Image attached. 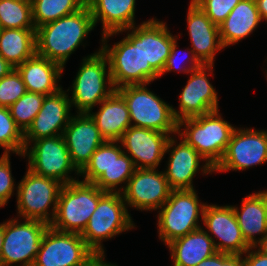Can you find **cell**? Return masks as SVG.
<instances>
[{
  "mask_svg": "<svg viewBox=\"0 0 267 266\" xmlns=\"http://www.w3.org/2000/svg\"><path fill=\"white\" fill-rule=\"evenodd\" d=\"M95 27L89 6L36 28V54L61 65Z\"/></svg>",
  "mask_w": 267,
  "mask_h": 266,
  "instance_id": "1",
  "label": "cell"
},
{
  "mask_svg": "<svg viewBox=\"0 0 267 266\" xmlns=\"http://www.w3.org/2000/svg\"><path fill=\"white\" fill-rule=\"evenodd\" d=\"M177 134L214 168L222 159L236 129L219 110L178 122ZM182 127L183 130L181 129Z\"/></svg>",
  "mask_w": 267,
  "mask_h": 266,
  "instance_id": "2",
  "label": "cell"
},
{
  "mask_svg": "<svg viewBox=\"0 0 267 266\" xmlns=\"http://www.w3.org/2000/svg\"><path fill=\"white\" fill-rule=\"evenodd\" d=\"M105 193L94 183L81 180L63 185L49 226L57 231L81 234Z\"/></svg>",
  "mask_w": 267,
  "mask_h": 266,
  "instance_id": "3",
  "label": "cell"
},
{
  "mask_svg": "<svg viewBox=\"0 0 267 266\" xmlns=\"http://www.w3.org/2000/svg\"><path fill=\"white\" fill-rule=\"evenodd\" d=\"M115 90L108 58L99 48L98 52L83 58L72 83L70 103L77 113H88Z\"/></svg>",
  "mask_w": 267,
  "mask_h": 266,
  "instance_id": "4",
  "label": "cell"
},
{
  "mask_svg": "<svg viewBox=\"0 0 267 266\" xmlns=\"http://www.w3.org/2000/svg\"><path fill=\"white\" fill-rule=\"evenodd\" d=\"M130 215L122 193L106 192L99 199L96 210L80 236L94 253H105L103 240L134 229L135 224Z\"/></svg>",
  "mask_w": 267,
  "mask_h": 266,
  "instance_id": "5",
  "label": "cell"
},
{
  "mask_svg": "<svg viewBox=\"0 0 267 266\" xmlns=\"http://www.w3.org/2000/svg\"><path fill=\"white\" fill-rule=\"evenodd\" d=\"M116 91L124 98L132 126L177 134L178 122L172 105L148 90L146 84L126 85Z\"/></svg>",
  "mask_w": 267,
  "mask_h": 266,
  "instance_id": "6",
  "label": "cell"
},
{
  "mask_svg": "<svg viewBox=\"0 0 267 266\" xmlns=\"http://www.w3.org/2000/svg\"><path fill=\"white\" fill-rule=\"evenodd\" d=\"M199 202L195 189L172 190L168 200L159 208L158 236L165 245L201 227L206 203ZM161 209V210H160Z\"/></svg>",
  "mask_w": 267,
  "mask_h": 266,
  "instance_id": "7",
  "label": "cell"
},
{
  "mask_svg": "<svg viewBox=\"0 0 267 266\" xmlns=\"http://www.w3.org/2000/svg\"><path fill=\"white\" fill-rule=\"evenodd\" d=\"M137 26V27H136ZM126 29L127 36L111 48L109 37H102L101 51L107 56L115 89L126 85L145 84L142 55V24ZM131 31V32H130Z\"/></svg>",
  "mask_w": 267,
  "mask_h": 266,
  "instance_id": "8",
  "label": "cell"
},
{
  "mask_svg": "<svg viewBox=\"0 0 267 266\" xmlns=\"http://www.w3.org/2000/svg\"><path fill=\"white\" fill-rule=\"evenodd\" d=\"M17 185V216L24 220H40L50 225L64 184L56 179L37 175L27 168ZM51 206L52 213L49 210Z\"/></svg>",
  "mask_w": 267,
  "mask_h": 266,
  "instance_id": "9",
  "label": "cell"
},
{
  "mask_svg": "<svg viewBox=\"0 0 267 266\" xmlns=\"http://www.w3.org/2000/svg\"><path fill=\"white\" fill-rule=\"evenodd\" d=\"M12 218L3 222L2 266H33L49 224L40 220Z\"/></svg>",
  "mask_w": 267,
  "mask_h": 266,
  "instance_id": "10",
  "label": "cell"
},
{
  "mask_svg": "<svg viewBox=\"0 0 267 266\" xmlns=\"http://www.w3.org/2000/svg\"><path fill=\"white\" fill-rule=\"evenodd\" d=\"M30 145L23 155L28 157V169L33 173L56 179L64 185L79 180L69 175L74 171L79 177V171L71 162L63 135L35 140Z\"/></svg>",
  "mask_w": 267,
  "mask_h": 266,
  "instance_id": "11",
  "label": "cell"
},
{
  "mask_svg": "<svg viewBox=\"0 0 267 266\" xmlns=\"http://www.w3.org/2000/svg\"><path fill=\"white\" fill-rule=\"evenodd\" d=\"M93 254L80 234L57 231L49 226L33 266H82Z\"/></svg>",
  "mask_w": 267,
  "mask_h": 266,
  "instance_id": "12",
  "label": "cell"
},
{
  "mask_svg": "<svg viewBox=\"0 0 267 266\" xmlns=\"http://www.w3.org/2000/svg\"><path fill=\"white\" fill-rule=\"evenodd\" d=\"M265 162H267V130L236 127L222 159L214 167V173L243 171Z\"/></svg>",
  "mask_w": 267,
  "mask_h": 266,
  "instance_id": "13",
  "label": "cell"
},
{
  "mask_svg": "<svg viewBox=\"0 0 267 266\" xmlns=\"http://www.w3.org/2000/svg\"><path fill=\"white\" fill-rule=\"evenodd\" d=\"M171 191L164 171L136 168L122 195L127 208L156 211L168 200Z\"/></svg>",
  "mask_w": 267,
  "mask_h": 266,
  "instance_id": "14",
  "label": "cell"
},
{
  "mask_svg": "<svg viewBox=\"0 0 267 266\" xmlns=\"http://www.w3.org/2000/svg\"><path fill=\"white\" fill-rule=\"evenodd\" d=\"M213 67L201 65L190 72V78L179 95V110L172 108L177 122L218 110V95L208 78Z\"/></svg>",
  "mask_w": 267,
  "mask_h": 266,
  "instance_id": "15",
  "label": "cell"
},
{
  "mask_svg": "<svg viewBox=\"0 0 267 266\" xmlns=\"http://www.w3.org/2000/svg\"><path fill=\"white\" fill-rule=\"evenodd\" d=\"M202 221L218 252L244 255L250 248L243 237L231 205L206 204ZM214 237L219 242H216Z\"/></svg>",
  "mask_w": 267,
  "mask_h": 266,
  "instance_id": "16",
  "label": "cell"
},
{
  "mask_svg": "<svg viewBox=\"0 0 267 266\" xmlns=\"http://www.w3.org/2000/svg\"><path fill=\"white\" fill-rule=\"evenodd\" d=\"M180 140L177 144L174 135L168 139L165 152H170V156L164 174L172 190L194 189V175L200 170L205 175L211 174L214 168L192 146L182 138ZM201 160L205 161L203 167Z\"/></svg>",
  "mask_w": 267,
  "mask_h": 266,
  "instance_id": "17",
  "label": "cell"
},
{
  "mask_svg": "<svg viewBox=\"0 0 267 266\" xmlns=\"http://www.w3.org/2000/svg\"><path fill=\"white\" fill-rule=\"evenodd\" d=\"M69 90L61 89L55 94L45 96L42 108L24 132L25 148L32 141L63 135L64 129L73 116L70 112L72 107L70 98L66 93Z\"/></svg>",
  "mask_w": 267,
  "mask_h": 266,
  "instance_id": "18",
  "label": "cell"
},
{
  "mask_svg": "<svg viewBox=\"0 0 267 266\" xmlns=\"http://www.w3.org/2000/svg\"><path fill=\"white\" fill-rule=\"evenodd\" d=\"M170 136L153 129L130 126L119 142L136 168L157 169L166 154Z\"/></svg>",
  "mask_w": 267,
  "mask_h": 266,
  "instance_id": "19",
  "label": "cell"
},
{
  "mask_svg": "<svg viewBox=\"0 0 267 266\" xmlns=\"http://www.w3.org/2000/svg\"><path fill=\"white\" fill-rule=\"evenodd\" d=\"M173 36L166 23L151 18L142 22V55L145 67V84L149 85L162 73L173 42Z\"/></svg>",
  "mask_w": 267,
  "mask_h": 266,
  "instance_id": "20",
  "label": "cell"
},
{
  "mask_svg": "<svg viewBox=\"0 0 267 266\" xmlns=\"http://www.w3.org/2000/svg\"><path fill=\"white\" fill-rule=\"evenodd\" d=\"M63 137L70 159L80 172L92 154L105 142L95 122L87 113L73 115L64 129Z\"/></svg>",
  "mask_w": 267,
  "mask_h": 266,
  "instance_id": "21",
  "label": "cell"
},
{
  "mask_svg": "<svg viewBox=\"0 0 267 266\" xmlns=\"http://www.w3.org/2000/svg\"><path fill=\"white\" fill-rule=\"evenodd\" d=\"M189 4L186 19L193 53L202 65H213L217 51L224 49L219 26L192 0Z\"/></svg>",
  "mask_w": 267,
  "mask_h": 266,
  "instance_id": "22",
  "label": "cell"
},
{
  "mask_svg": "<svg viewBox=\"0 0 267 266\" xmlns=\"http://www.w3.org/2000/svg\"><path fill=\"white\" fill-rule=\"evenodd\" d=\"M94 24L101 21L102 37L126 32L135 25L136 0H86Z\"/></svg>",
  "mask_w": 267,
  "mask_h": 266,
  "instance_id": "23",
  "label": "cell"
},
{
  "mask_svg": "<svg viewBox=\"0 0 267 266\" xmlns=\"http://www.w3.org/2000/svg\"><path fill=\"white\" fill-rule=\"evenodd\" d=\"M27 92L52 95L63 87L58 84L64 68L47 58L35 54L17 68Z\"/></svg>",
  "mask_w": 267,
  "mask_h": 266,
  "instance_id": "24",
  "label": "cell"
},
{
  "mask_svg": "<svg viewBox=\"0 0 267 266\" xmlns=\"http://www.w3.org/2000/svg\"><path fill=\"white\" fill-rule=\"evenodd\" d=\"M98 112L87 114L95 122L105 141H119L131 125L130 113L124 98L115 90L100 104Z\"/></svg>",
  "mask_w": 267,
  "mask_h": 266,
  "instance_id": "25",
  "label": "cell"
},
{
  "mask_svg": "<svg viewBox=\"0 0 267 266\" xmlns=\"http://www.w3.org/2000/svg\"><path fill=\"white\" fill-rule=\"evenodd\" d=\"M232 207L246 243L254 247L267 233V190L244 197L241 210Z\"/></svg>",
  "mask_w": 267,
  "mask_h": 266,
  "instance_id": "26",
  "label": "cell"
},
{
  "mask_svg": "<svg viewBox=\"0 0 267 266\" xmlns=\"http://www.w3.org/2000/svg\"><path fill=\"white\" fill-rule=\"evenodd\" d=\"M173 266H196L216 252L212 238L200 227L167 244Z\"/></svg>",
  "mask_w": 267,
  "mask_h": 266,
  "instance_id": "27",
  "label": "cell"
},
{
  "mask_svg": "<svg viewBox=\"0 0 267 266\" xmlns=\"http://www.w3.org/2000/svg\"><path fill=\"white\" fill-rule=\"evenodd\" d=\"M262 22L255 0H241L219 25L224 48L249 36Z\"/></svg>",
  "mask_w": 267,
  "mask_h": 266,
  "instance_id": "28",
  "label": "cell"
},
{
  "mask_svg": "<svg viewBox=\"0 0 267 266\" xmlns=\"http://www.w3.org/2000/svg\"><path fill=\"white\" fill-rule=\"evenodd\" d=\"M36 54V29H0V55L14 68Z\"/></svg>",
  "mask_w": 267,
  "mask_h": 266,
  "instance_id": "29",
  "label": "cell"
},
{
  "mask_svg": "<svg viewBox=\"0 0 267 266\" xmlns=\"http://www.w3.org/2000/svg\"><path fill=\"white\" fill-rule=\"evenodd\" d=\"M119 144V141H113V164L94 182L101 191L122 193L136 170L132 159L124 153ZM122 183L125 186L117 188Z\"/></svg>",
  "mask_w": 267,
  "mask_h": 266,
  "instance_id": "30",
  "label": "cell"
},
{
  "mask_svg": "<svg viewBox=\"0 0 267 266\" xmlns=\"http://www.w3.org/2000/svg\"><path fill=\"white\" fill-rule=\"evenodd\" d=\"M34 27L73 14L86 5V0H31Z\"/></svg>",
  "mask_w": 267,
  "mask_h": 266,
  "instance_id": "31",
  "label": "cell"
},
{
  "mask_svg": "<svg viewBox=\"0 0 267 266\" xmlns=\"http://www.w3.org/2000/svg\"><path fill=\"white\" fill-rule=\"evenodd\" d=\"M36 29L31 0H0V29Z\"/></svg>",
  "mask_w": 267,
  "mask_h": 266,
  "instance_id": "32",
  "label": "cell"
},
{
  "mask_svg": "<svg viewBox=\"0 0 267 266\" xmlns=\"http://www.w3.org/2000/svg\"><path fill=\"white\" fill-rule=\"evenodd\" d=\"M0 147L4 149L3 154L12 152L24 157V133L16 125L6 107H0Z\"/></svg>",
  "mask_w": 267,
  "mask_h": 266,
  "instance_id": "33",
  "label": "cell"
},
{
  "mask_svg": "<svg viewBox=\"0 0 267 266\" xmlns=\"http://www.w3.org/2000/svg\"><path fill=\"white\" fill-rule=\"evenodd\" d=\"M44 98L45 95L26 92L8 108L16 125L23 133L32 124L33 119L42 108Z\"/></svg>",
  "mask_w": 267,
  "mask_h": 266,
  "instance_id": "34",
  "label": "cell"
},
{
  "mask_svg": "<svg viewBox=\"0 0 267 266\" xmlns=\"http://www.w3.org/2000/svg\"><path fill=\"white\" fill-rule=\"evenodd\" d=\"M113 164V141H105L92 154L90 161L79 172L81 181L94 183Z\"/></svg>",
  "mask_w": 267,
  "mask_h": 266,
  "instance_id": "35",
  "label": "cell"
},
{
  "mask_svg": "<svg viewBox=\"0 0 267 266\" xmlns=\"http://www.w3.org/2000/svg\"><path fill=\"white\" fill-rule=\"evenodd\" d=\"M27 92L21 74L14 68L0 79V107L9 108Z\"/></svg>",
  "mask_w": 267,
  "mask_h": 266,
  "instance_id": "36",
  "label": "cell"
},
{
  "mask_svg": "<svg viewBox=\"0 0 267 266\" xmlns=\"http://www.w3.org/2000/svg\"><path fill=\"white\" fill-rule=\"evenodd\" d=\"M219 26L241 0H192Z\"/></svg>",
  "mask_w": 267,
  "mask_h": 266,
  "instance_id": "37",
  "label": "cell"
},
{
  "mask_svg": "<svg viewBox=\"0 0 267 266\" xmlns=\"http://www.w3.org/2000/svg\"><path fill=\"white\" fill-rule=\"evenodd\" d=\"M177 39L173 42L172 46H171V50H170V55L169 57L167 58V61H166V64L164 66V69L162 71V73L160 74V77L162 75H164V73L166 72H171V71H178L179 73L180 72H183V73H190L192 72L194 69H197L199 68L202 64L198 61V59L195 57L194 53H193V50L190 49L188 53L186 54H189L188 56V60L185 58V60H183L184 58L183 57H180L178 56V51H177ZM191 54V55H190ZM183 58V59H181ZM187 60V63L188 64L187 66H185L183 63ZM181 61V63L184 65V66H181L177 63H179ZM184 61V62H182ZM180 63V64H181ZM177 68V69H176Z\"/></svg>",
  "mask_w": 267,
  "mask_h": 266,
  "instance_id": "38",
  "label": "cell"
},
{
  "mask_svg": "<svg viewBox=\"0 0 267 266\" xmlns=\"http://www.w3.org/2000/svg\"><path fill=\"white\" fill-rule=\"evenodd\" d=\"M9 158V154H2L0 157V208L8 203L16 189Z\"/></svg>",
  "mask_w": 267,
  "mask_h": 266,
  "instance_id": "39",
  "label": "cell"
},
{
  "mask_svg": "<svg viewBox=\"0 0 267 266\" xmlns=\"http://www.w3.org/2000/svg\"><path fill=\"white\" fill-rule=\"evenodd\" d=\"M244 254V266H267V255L255 250V247H250Z\"/></svg>",
  "mask_w": 267,
  "mask_h": 266,
  "instance_id": "40",
  "label": "cell"
},
{
  "mask_svg": "<svg viewBox=\"0 0 267 266\" xmlns=\"http://www.w3.org/2000/svg\"><path fill=\"white\" fill-rule=\"evenodd\" d=\"M243 255L224 253L215 263V266H244Z\"/></svg>",
  "mask_w": 267,
  "mask_h": 266,
  "instance_id": "41",
  "label": "cell"
},
{
  "mask_svg": "<svg viewBox=\"0 0 267 266\" xmlns=\"http://www.w3.org/2000/svg\"><path fill=\"white\" fill-rule=\"evenodd\" d=\"M105 259V254H93L82 266H118L113 263H109Z\"/></svg>",
  "mask_w": 267,
  "mask_h": 266,
  "instance_id": "42",
  "label": "cell"
},
{
  "mask_svg": "<svg viewBox=\"0 0 267 266\" xmlns=\"http://www.w3.org/2000/svg\"><path fill=\"white\" fill-rule=\"evenodd\" d=\"M223 252H216L212 256L202 260L198 265L196 266H215L216 261L223 255Z\"/></svg>",
  "mask_w": 267,
  "mask_h": 266,
  "instance_id": "43",
  "label": "cell"
},
{
  "mask_svg": "<svg viewBox=\"0 0 267 266\" xmlns=\"http://www.w3.org/2000/svg\"><path fill=\"white\" fill-rule=\"evenodd\" d=\"M14 69L1 55H0V79L8 75Z\"/></svg>",
  "mask_w": 267,
  "mask_h": 266,
  "instance_id": "44",
  "label": "cell"
},
{
  "mask_svg": "<svg viewBox=\"0 0 267 266\" xmlns=\"http://www.w3.org/2000/svg\"><path fill=\"white\" fill-rule=\"evenodd\" d=\"M261 19L267 22V0H255Z\"/></svg>",
  "mask_w": 267,
  "mask_h": 266,
  "instance_id": "45",
  "label": "cell"
},
{
  "mask_svg": "<svg viewBox=\"0 0 267 266\" xmlns=\"http://www.w3.org/2000/svg\"><path fill=\"white\" fill-rule=\"evenodd\" d=\"M254 247L262 254L267 255V233Z\"/></svg>",
  "mask_w": 267,
  "mask_h": 266,
  "instance_id": "46",
  "label": "cell"
},
{
  "mask_svg": "<svg viewBox=\"0 0 267 266\" xmlns=\"http://www.w3.org/2000/svg\"><path fill=\"white\" fill-rule=\"evenodd\" d=\"M3 223L0 224V266H2V260H1V252H2V246H3Z\"/></svg>",
  "mask_w": 267,
  "mask_h": 266,
  "instance_id": "47",
  "label": "cell"
}]
</instances>
